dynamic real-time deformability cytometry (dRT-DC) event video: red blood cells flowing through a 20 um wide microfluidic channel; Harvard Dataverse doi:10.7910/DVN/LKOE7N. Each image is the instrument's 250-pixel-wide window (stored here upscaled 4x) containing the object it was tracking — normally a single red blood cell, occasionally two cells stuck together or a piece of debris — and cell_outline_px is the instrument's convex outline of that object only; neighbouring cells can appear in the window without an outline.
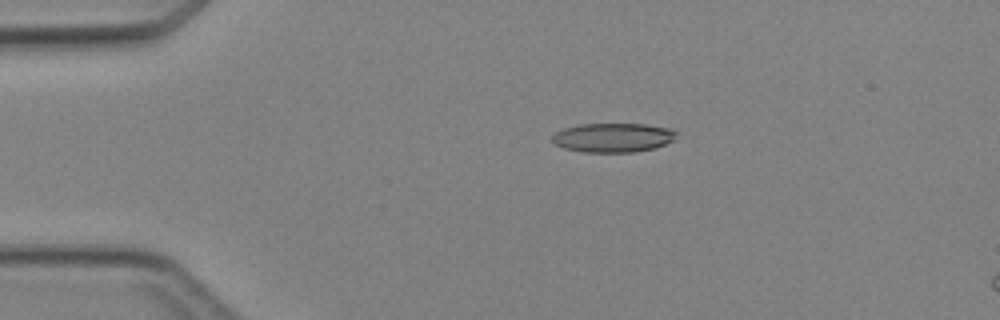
{"species": "Egyptian fruit bat (a non-hibernating species)", "species_latin": "Rousettus aegyptiacus", "temperature_condition": "cold", "stored_images_in_passage": 4, "camera_frame_rate_fps": 3000, "um_per_image_px": 0.085, "animal": {"sex": "female"}, "frame": {"image": 1, "passage_image": 2, "time_ms": 1.333, "image_size_px": [1000, 320], "cell_outline_px": [[676, 132], [672, 140], [664, 144], [652, 148], [636, 152], [584, 152], [564, 148], [556, 144], [552, 140], [552, 136], [556, 132], [564, 128], [580, 124], [644, 124], [672, 128]], "centroid_in_image_um": [52.09, 11.69], "position_along_channel_um": 32.9, "area_um2": 20.92}}